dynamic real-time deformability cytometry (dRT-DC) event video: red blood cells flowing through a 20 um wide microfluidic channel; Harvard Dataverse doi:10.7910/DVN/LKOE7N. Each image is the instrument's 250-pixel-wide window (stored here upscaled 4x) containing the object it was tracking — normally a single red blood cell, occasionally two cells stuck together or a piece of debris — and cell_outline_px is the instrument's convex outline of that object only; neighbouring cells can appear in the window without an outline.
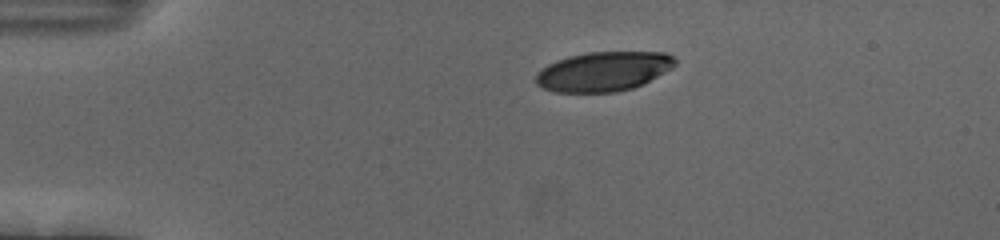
{"species": "human", "species_latin": "Homo sapiens", "temperature_condition": "cold", "stored_images_in_passage": 45, "camera_frame_rate_fps": 3000, "um_per_image_px": 0.085, "donor": {"sex": "female"}, "frame": {"image": 1, "passage_image": 1, "time_ms": 0.0, "image_size_px": [1000, 240], "cell_outline_px": [[676, 64], [672, 68], [644, 84], [632, 88], [616, 92], [552, 92], [536, 84], [536, 72], [548, 64], [556, 60], [568, 56], [588, 52], [668, 52], [676, 60]], "centroid_in_image_um": [51.3, 6.07], "position_along_channel_um": 33.7, "area_um2": 32.25}}
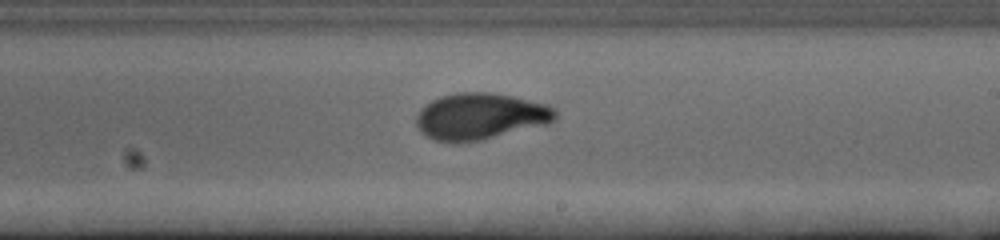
{"frame": {"image": 2, "passage_image": 23, "time_ms": 7.333, "image_size_px": [1000, 240], "cell_outline_px": [[556, 120], [548, 124], [480, 140], [436, 140], [420, 132], [416, 124], [416, 116], [420, 108], [432, 100], [440, 96], [460, 92], [488, 92], [512, 96], [548, 104], [556, 108]], "centroid_in_image_um": [40.86, 9.86], "position_along_channel_um": 248.1, "area_um2": 37.28}}
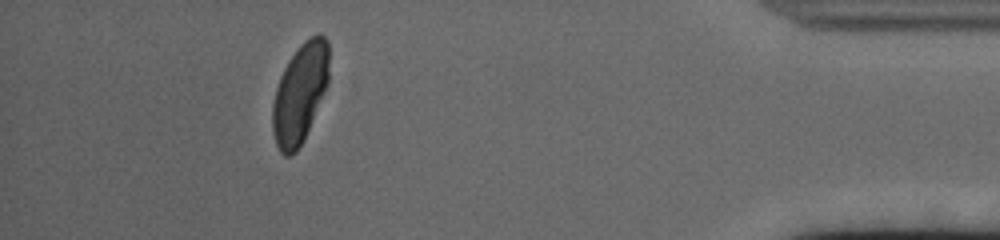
{"frame": {"image": 3, "passage_image": 40, "time_ms": 13.0, "image_size_px": [1000, 240], "cell_outline_px": [[328, 80], [304, 140], [296, 152], [292, 156], [284, 156], [280, 152], [276, 144], [272, 132], [272, 104], [276, 88], [280, 76], [288, 60], [300, 44], [304, 40], [320, 32], [328, 40]], "centroid_in_image_um": [25.46, 7.94], "position_along_channel_um": 409.7, "area_um2": 32.66}, "authors_computed_cell_mechanics": {"area_um2": 36.2984, "velocity_mm_per_s": 3.6917, "shape_relaxation_time_tau1_ms": 3.5948, "shape_relaxation_time_tau2_ms": 0.7867, "deformation_change_tau1": 0.1758, "deformation_change_tau2": 0.0491}}